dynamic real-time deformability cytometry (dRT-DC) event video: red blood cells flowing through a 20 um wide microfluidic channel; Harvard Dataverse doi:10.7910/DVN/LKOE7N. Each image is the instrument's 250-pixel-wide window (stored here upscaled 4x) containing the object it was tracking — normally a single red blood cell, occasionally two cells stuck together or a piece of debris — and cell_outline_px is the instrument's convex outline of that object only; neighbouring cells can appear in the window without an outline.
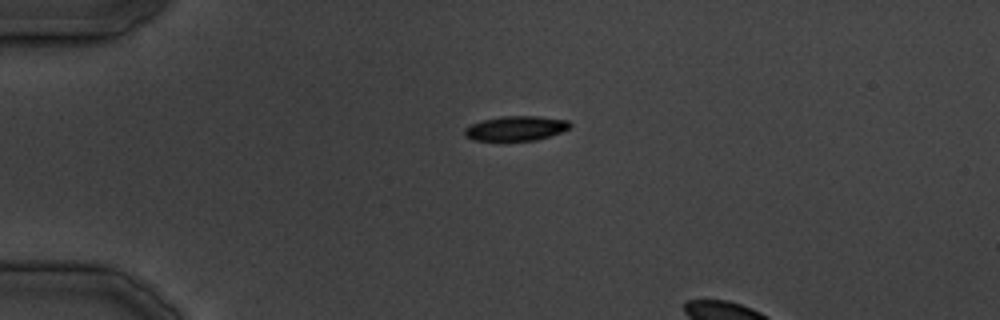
{"species": "common noctule bat (a hibernating species)", "species_latin": "Nyctalus noctula", "temperature_condition": "cold", "stored_images_in_passage": 4, "camera_frame_rate_fps": 3000, "um_per_image_px": 0.085, "animal": {"sex": "male", "body_mass_g": 19.5, "forearm_length_mm": 54.6}, "frame": {"image": 1, "passage_image": 1, "time_ms": 0.0, "image_size_px": [1000, 320], "cell_outline_px": [[572, 124], [568, 128], [560, 132], [536, 140], [500, 144], [472, 140], [464, 136], [464, 128], [472, 124], [484, 120], [500, 116], [540, 116], [568, 120]], "centroid_in_image_um": [43.77, 10.96], "position_along_channel_um": 41.2, "area_um2": 15.95}}